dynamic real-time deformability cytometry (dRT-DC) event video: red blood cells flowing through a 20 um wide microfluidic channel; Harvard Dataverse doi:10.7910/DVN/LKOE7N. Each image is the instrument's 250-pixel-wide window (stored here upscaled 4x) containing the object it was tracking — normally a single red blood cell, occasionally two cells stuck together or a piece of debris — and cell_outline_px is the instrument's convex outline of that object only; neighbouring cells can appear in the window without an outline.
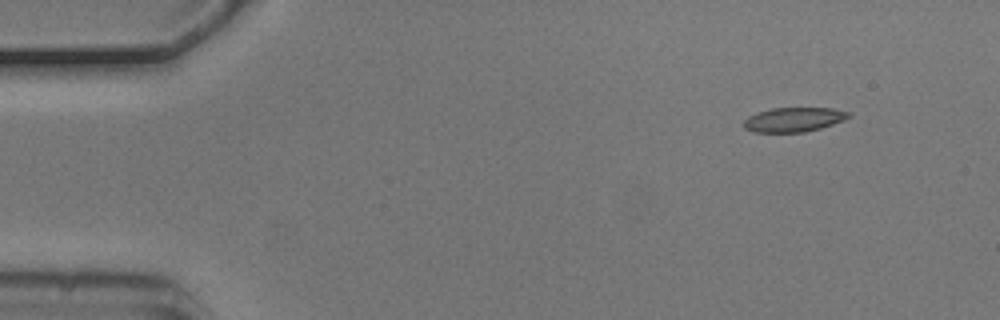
{"species": "common noctule bat (a hibernating species)", "species_latin": "Nyctalus noctula", "temperature_condition": "cold", "stored_images_in_passage": 4, "camera_frame_rate_fps": 3000, "um_per_image_px": 0.085, "animal": {"sex": "male", "body_mass_g": 20.5, "forearm_length_mm": 52.5}, "frame": {"image": 1, "passage_image": 1, "time_ms": 0.0, "image_size_px": [1000, 320], "cell_outline_px": [[852, 116], [844, 120], [820, 128], [804, 132], [752, 132], [744, 128], [744, 120], [748, 116], [756, 112], [772, 108], [832, 108], [852, 112]], "centroid_in_image_um": [67.48, 10.16], "position_along_channel_um": 17.5, "area_um2": 15.03}}
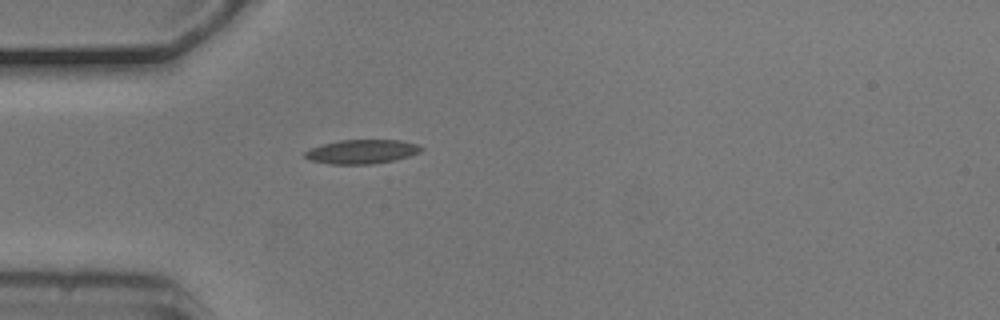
{"frame": {"image": 2, "passage_image": 4, "time_ms": 1.0, "image_size_px": [1000, 320], "cell_outline_px": [[424, 148], [420, 152], [408, 156], [392, 160], [372, 164], [328, 164], [308, 160], [304, 156], [304, 152], [308, 148], [320, 144], [340, 140], [400, 140], [416, 144]], "centroid_in_image_um": [30.68, 12.89], "position_along_channel_um": 54.3, "area_um2": 16.42}}